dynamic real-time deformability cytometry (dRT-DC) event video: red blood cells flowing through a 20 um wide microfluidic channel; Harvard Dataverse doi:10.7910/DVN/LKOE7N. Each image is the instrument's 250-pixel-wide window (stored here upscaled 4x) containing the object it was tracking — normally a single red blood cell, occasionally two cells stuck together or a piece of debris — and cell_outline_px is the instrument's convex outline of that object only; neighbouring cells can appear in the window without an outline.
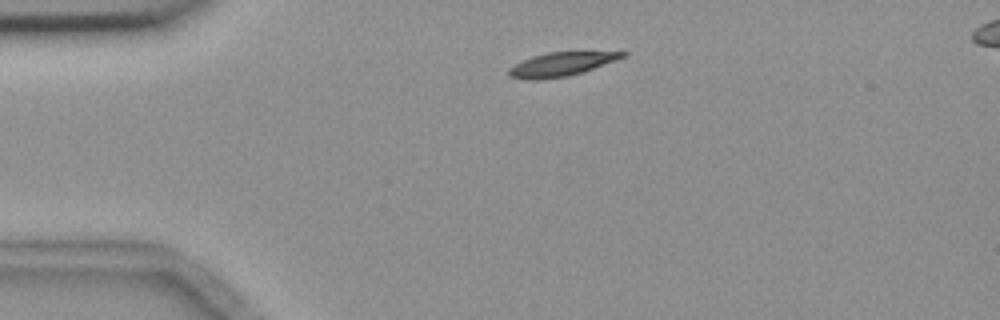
{"species": "common noctule bat (a hibernating species)", "species_latin": "Nyctalus noctula", "temperature_condition": "room temperature", "stored_images_in_passage": 4, "segment_of_instrument_passage": [1, 2], "camera_frame_rate_fps": 3000, "um_per_image_px": 0.085, "animal": {"sex": "female", "body_mass_g": 18.4}, "frame": {"image": 1, "passage_image": 2, "time_ms": 1.0, "image_size_px": [1000, 320], "cell_outline_px": [[628, 56], [584, 72], [568, 76], [540, 80], [528, 80], [508, 76], [508, 68], [532, 56], [548, 52], [628, 52]], "centroid_in_image_um": [47.72, 5.47], "position_along_channel_um": 37.3, "area_um2": 15.84}}